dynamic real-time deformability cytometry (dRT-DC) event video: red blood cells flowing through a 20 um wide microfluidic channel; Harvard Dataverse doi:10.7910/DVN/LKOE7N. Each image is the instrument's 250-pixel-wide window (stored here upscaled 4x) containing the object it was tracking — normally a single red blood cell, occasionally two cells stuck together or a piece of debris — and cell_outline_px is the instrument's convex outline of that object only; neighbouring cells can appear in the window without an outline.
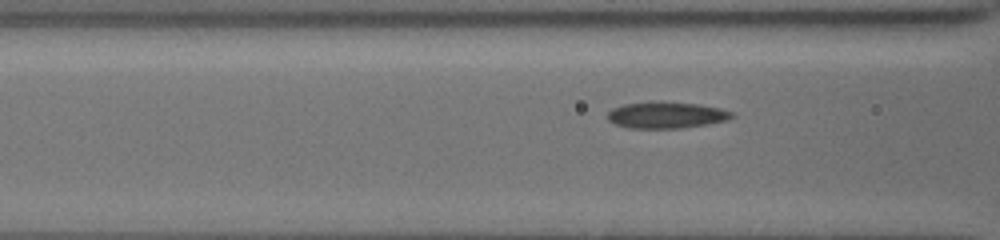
{"species": "common noctule bat (a hibernating species)", "species_latin": "Nyctalus noctula", "temperature_condition": "cold", "stored_images_in_passage": 15, "camera_frame_rate_fps": 3000, "um_per_image_px": 0.085, "animal": {"sex": "female", "body_mass_g": 19.5, "forearm_length_mm": 54.1}, "frame": {"image": 1, "passage_image": 9, "time_ms": 2.667, "image_size_px": [1000, 240], "cell_outline_px": [[732, 116], [728, 120], [708, 124], [680, 128], [628, 128], [616, 124], [608, 120], [608, 112], [612, 108], [624, 104], [652, 100], [656, 100], [696, 104], [720, 108], [732, 112]], "centroid_in_image_um": [56.6, 9.76], "position_along_channel_um": 110.0, "area_um2": 19.31}}
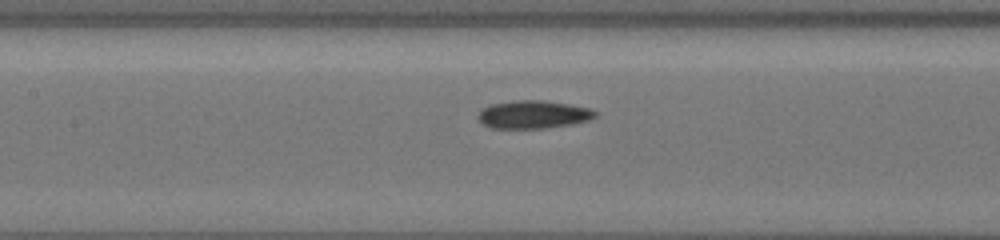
{"frame": {"image": 2, "passage_image": 13, "time_ms": 4.0, "image_size_px": [1000, 240], "cell_outline_px": [[596, 116], [588, 120], [572, 124], [544, 128], [492, 128], [484, 124], [476, 116], [484, 108], [492, 104], [512, 100], [544, 100], [568, 104], [588, 108], [596, 112]], "centroid_in_image_um": [45.32, 9.73], "position_along_channel_um": 162.1, "area_um2": 18.9}}